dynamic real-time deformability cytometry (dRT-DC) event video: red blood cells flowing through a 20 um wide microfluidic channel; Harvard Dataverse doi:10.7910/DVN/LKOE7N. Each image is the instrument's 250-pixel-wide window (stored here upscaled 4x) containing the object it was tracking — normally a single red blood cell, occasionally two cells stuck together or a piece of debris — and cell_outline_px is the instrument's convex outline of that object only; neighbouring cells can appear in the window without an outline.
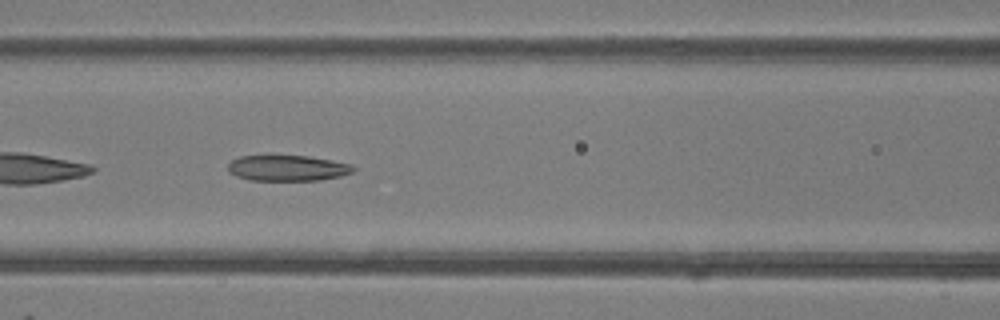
{"species": "common noctule bat (a hibernating species)", "species_latin": "Nyctalus noctula", "temperature_condition": "room temperature", "stored_images_in_passage": 49, "camera_frame_rate_fps": 3000, "um_per_image_px": 0.085, "animal": {"sex": "female"}, "frame": {"image": 1, "passage_image": 20, "time_ms": 6.333, "image_size_px": [1000, 320], "cell_outline_px": [[356, 168], [352, 172], [340, 176], [320, 180], [252, 180], [236, 176], [228, 172], [228, 164], [232, 160], [240, 156], [308, 156], [332, 160], [352, 164]], "centroid_in_image_um": [24.45, 14.28], "position_along_channel_um": 142.2, "area_um2": 18.73}}
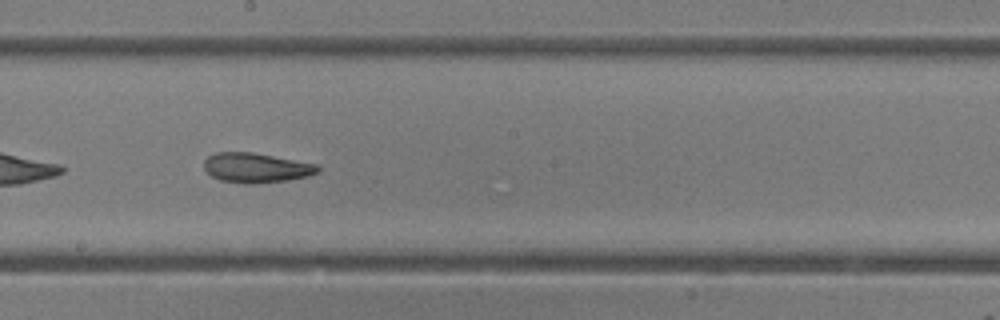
{"frame": {"image": 2, "passage_image": 26, "time_ms": 8.333, "image_size_px": [1000, 320], "cell_outline_px": [[320, 172], [308, 176], [288, 180], [248, 184], [220, 180], [212, 176], [204, 168], [204, 160], [208, 156], [216, 152], [252, 152], [320, 164]], "centroid_in_image_um": [21.81, 14.25], "position_along_channel_um": 226.4, "area_um2": 19.83}}
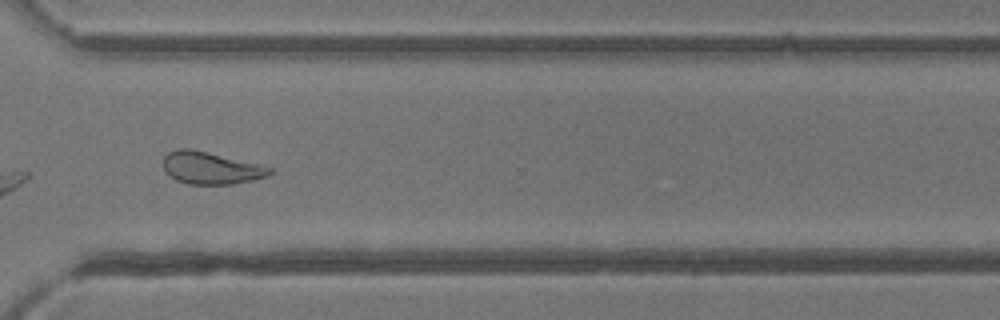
{"frame": {"image": 3, "passage_image": 35, "time_ms": 11.333, "image_size_px": [1000, 320], "cell_outline_px": [[272, 172], [268, 176], [252, 180], [232, 184], [188, 184], [176, 180], [164, 172], [164, 156], [168, 152], [176, 148], [188, 148], [208, 152], [260, 164], [272, 168]], "centroid_in_image_um": [17.9, 14.27], "position_along_channel_um": 352.7, "area_um2": 20.06}, "authors_computed_cell_mechanics": {"area_um2": 22.4264, "velocity_mm_per_s": 4.2124, "shape_relaxation_time_tau1_ms": null, "shape_relaxation_time_tau2_ms": 3.0166, "deformation_change_tau1": null, "deformation_change_tau2": 0.1159}}